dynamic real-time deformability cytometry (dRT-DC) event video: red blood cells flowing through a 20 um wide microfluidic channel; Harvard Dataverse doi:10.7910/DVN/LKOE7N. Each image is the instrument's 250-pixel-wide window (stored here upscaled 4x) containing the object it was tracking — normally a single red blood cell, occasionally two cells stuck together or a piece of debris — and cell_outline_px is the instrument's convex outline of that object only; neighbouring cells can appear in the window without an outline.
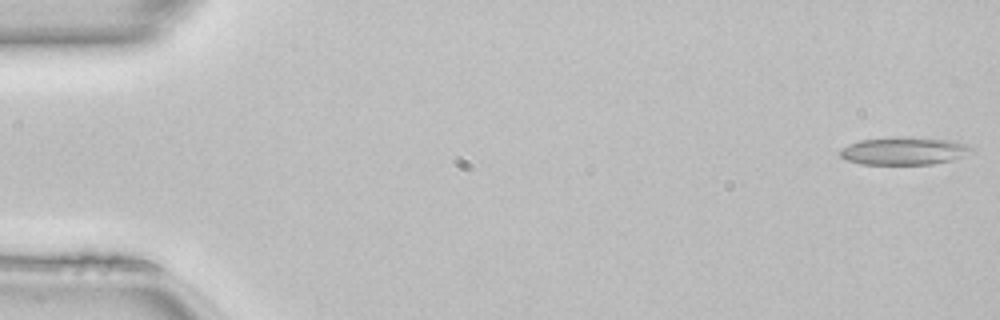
{"species": "common noctule bat (a hibernating species)", "species_latin": "Nyctalus noctula", "temperature_condition": "room temperature", "stored_images_in_passage": 13, "camera_frame_rate_fps": 3000, "um_per_image_px": 0.085, "animal": {"sex": "female", "body_mass_g": 22.7, "forearm_length_mm": 54.2}, "frame": {"image": 1, "passage_image": 1, "time_ms": 0.0, "image_size_px": [1000, 320], "cell_outline_px": [[972, 148], [960, 156], [952, 160], [932, 164], [860, 164], [848, 160], [840, 156], [840, 148], [848, 144], [860, 140], [900, 136], [952, 140], [964, 144]], "centroid_in_image_um": [76.75, 12.82], "position_along_channel_um": 8.2, "area_um2": 20.98}}
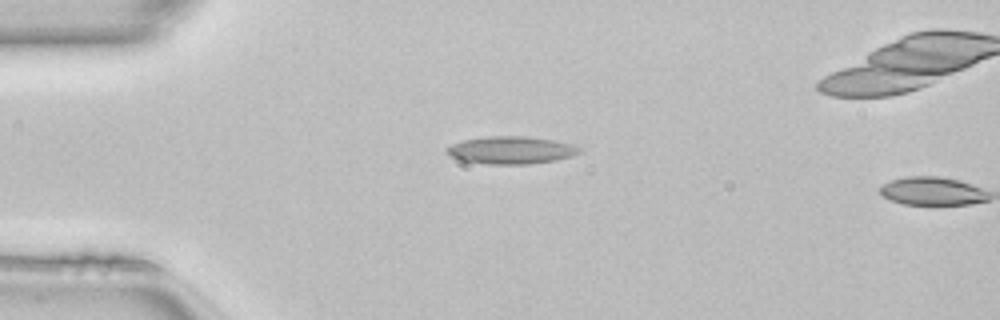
{"frame": {"image": 2, "passage_image": 12, "time_ms": 3.667, "image_size_px": [1000, 320], "cell_outline_px": [[580, 152], [572, 156], [556, 160], [528, 164], [488, 164], [460, 160], [448, 156], [444, 152], [444, 148], [452, 144], [464, 140], [488, 136], [528, 136], [556, 140], [572, 144], [580, 148]], "centroid_in_image_um": [43.4, 12.76], "position_along_channel_um": 41.6, "area_um2": 21.5}}